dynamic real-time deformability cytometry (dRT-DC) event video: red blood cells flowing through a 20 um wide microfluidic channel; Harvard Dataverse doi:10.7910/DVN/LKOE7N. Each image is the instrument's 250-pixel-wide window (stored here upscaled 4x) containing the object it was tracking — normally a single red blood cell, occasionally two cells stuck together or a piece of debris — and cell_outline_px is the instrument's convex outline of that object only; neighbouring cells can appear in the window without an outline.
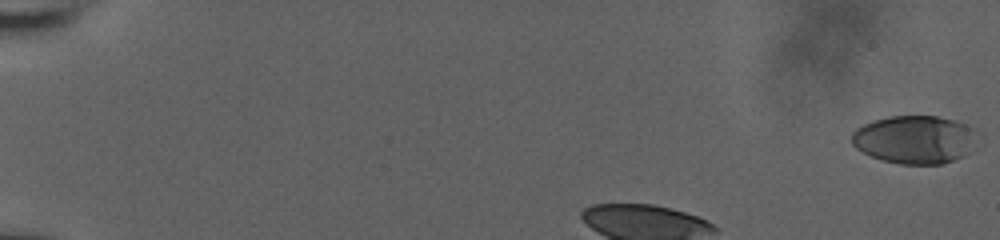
{"species": "human", "species_latin": "Homo sapiens", "temperature_condition": "room temperature", "stored_images_in_passage": 39, "camera_frame_rate_fps": 3000, "um_per_image_px": 0.085, "donor": {"sex": "male"}, "frame": {"image": 1, "passage_image": 1, "time_ms": 0.0, "image_size_px": [1000, 240], "cell_outline_px": [[972, 128], [968, 152], [964, 156], [944, 164], [900, 164], [884, 160], [872, 156], [856, 148], [852, 144], [852, 132], [856, 128], [872, 120], [888, 116], [936, 116], [952, 120], [964, 124]], "centroid_in_image_um": [77.65, 11.86], "position_along_channel_um": 7.4, "area_um2": 34.51}}
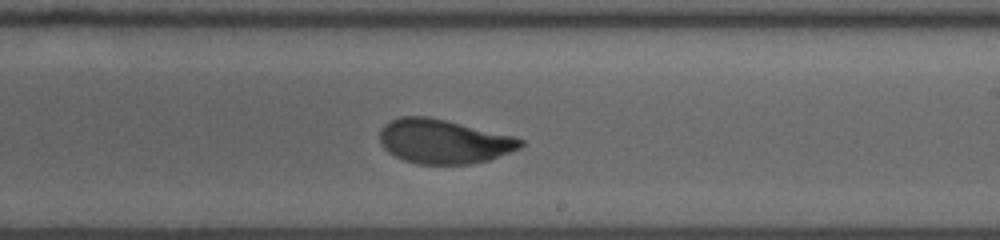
{"frame": {"image": 2, "passage_image": 26, "time_ms": 8.333, "image_size_px": [1000, 240], "cell_outline_px": [[524, 144], [520, 148], [488, 160], [468, 164], [416, 164], [404, 160], [388, 152], [380, 144], [380, 128], [384, 124], [400, 116], [428, 116], [512, 136], [524, 140]], "centroid_in_image_um": [37.67, 12.02], "position_along_channel_um": 251.3, "area_um2": 36.07}}
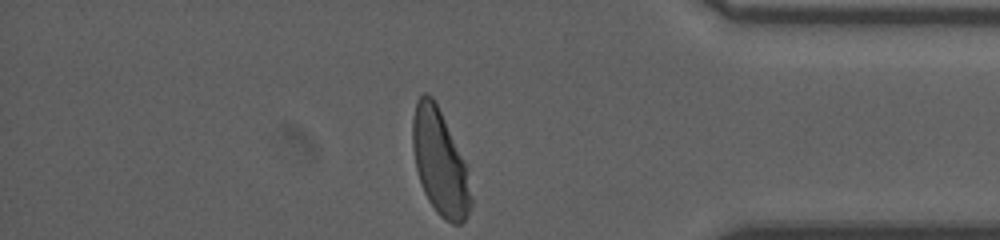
{"frame": {"image": 3, "passage_image": 39, "time_ms": 12.667, "image_size_px": [1000, 240], "cell_outline_px": [[472, 204], [468, 216], [460, 224], [452, 224], [444, 220], [436, 212], [428, 200], [424, 192], [416, 168], [412, 148], [412, 116], [416, 100], [424, 92], [428, 92], [432, 96], [468, 168], [472, 196]], "centroid_in_image_um": [37.39, 13.84], "position_along_channel_um": 397.8, "area_um2": 35.95}, "authors_computed_cell_mechanics": {"area_um2": 36.1828, "velocity_mm_per_s": 3.8419, "shape_relaxation_time_tau1_ms": 3.6278, "shape_relaxation_time_tau2_ms": 0.9911, "deformation_change_tau1": 0.1669, "deformation_change_tau2": 0.0624}}